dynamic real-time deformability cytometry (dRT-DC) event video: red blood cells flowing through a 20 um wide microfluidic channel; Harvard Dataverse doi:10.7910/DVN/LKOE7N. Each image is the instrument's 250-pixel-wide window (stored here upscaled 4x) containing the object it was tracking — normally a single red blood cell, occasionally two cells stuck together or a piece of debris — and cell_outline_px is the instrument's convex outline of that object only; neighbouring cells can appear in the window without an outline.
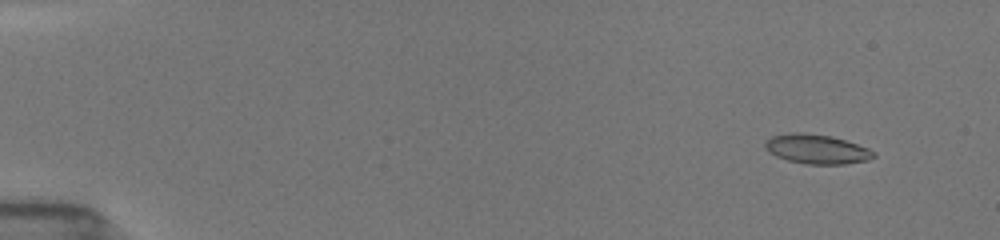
{"species": "common noctule bat (a hibernating species)", "species_latin": "Nyctalus noctula", "temperature_condition": "room temperature", "stored_images_in_passage": 20, "camera_frame_rate_fps": 3000, "um_per_image_px": 0.085, "animal": {"sex": "female", "body_mass_g": 19.5, "forearm_length_mm": 54.1}, "frame": {"image": 1, "passage_image": 3, "time_ms": 1.0, "image_size_px": [1000, 240], "cell_outline_px": [[876, 156], [868, 160], [844, 164], [804, 164], [788, 160], [776, 156], [768, 152], [764, 148], [764, 140], [772, 136], [792, 132], [804, 132], [832, 136], [868, 148], [876, 152]], "centroid_in_image_um": [69.39, 12.67], "position_along_channel_um": 15.6, "area_um2": 18.79}}
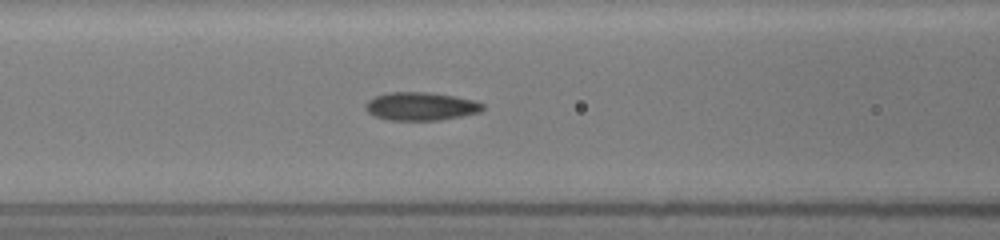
{"frame": {"image": 2, "passage_image": 14, "time_ms": 7.333, "image_size_px": [1000, 240], "cell_outline_px": [[484, 108], [480, 112], [440, 120], [388, 120], [376, 116], [368, 112], [364, 108], [364, 104], [368, 100], [376, 96], [388, 92], [428, 92], [456, 96], [476, 100], [484, 104]], "centroid_in_image_um": [35.78, 9.03], "position_along_channel_um": 130.8, "area_um2": 19.36}}
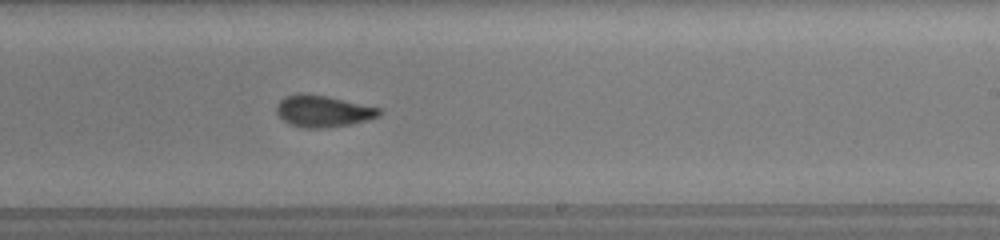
{"frame": {"image": 3, "passage_image": 20, "time_ms": 10.667, "image_size_px": [1000, 240], "cell_outline_px": [[384, 112], [380, 116], [368, 120], [352, 124], [324, 128], [304, 128], [288, 124], [276, 112], [276, 104], [284, 96], [300, 92], [324, 96], [384, 108]], "centroid_in_image_um": [27.49, 9.45], "position_along_channel_um": 261.5, "area_um2": 19.25}}